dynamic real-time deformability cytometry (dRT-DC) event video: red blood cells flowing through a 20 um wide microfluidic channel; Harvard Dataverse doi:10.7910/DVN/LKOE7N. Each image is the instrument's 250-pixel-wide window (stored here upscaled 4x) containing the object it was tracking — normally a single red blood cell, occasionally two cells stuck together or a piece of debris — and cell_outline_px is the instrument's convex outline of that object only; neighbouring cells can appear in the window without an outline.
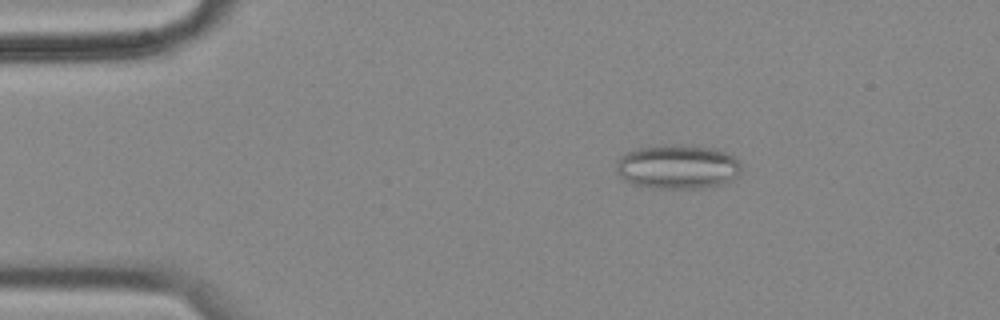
{"species": "common noctule bat (a hibernating species)", "species_latin": "Nyctalus noctula", "temperature_condition": "cold", "stored_images_in_passage": 58, "camera_frame_rate_fps": 3000, "um_per_image_px": 0.085, "animal": {"sex": "female", "body_mass_g": 18.4}, "frame": {"image": 1, "passage_image": 10, "time_ms": 3.0, "image_size_px": [1000, 320], "cell_outline_px": [[740, 176], [724, 184], [704, 188], [652, 188], [632, 184], [624, 180], [616, 172], [616, 160], [624, 152], [636, 148], [672, 144], [676, 144], [716, 148], [728, 152], [736, 156], [740, 160]], "centroid_in_image_um": [57.62, 14.17], "position_along_channel_um": 27.4, "area_um2": 33.06}}
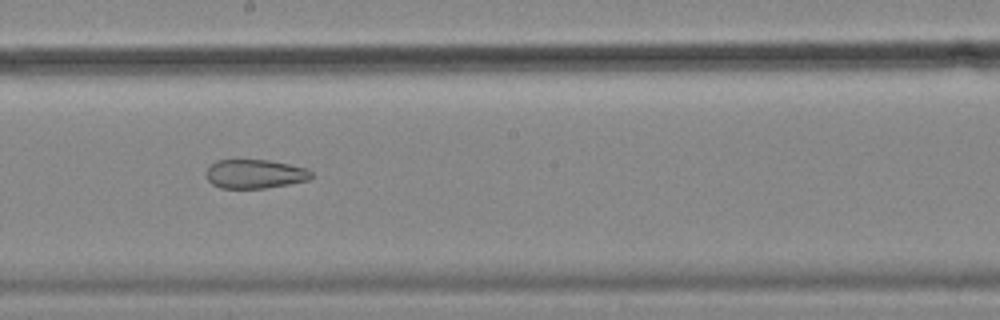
{"frame": {"image": 2, "passage_image": 32, "time_ms": 10.333, "image_size_px": [1000, 320], "cell_outline_px": [[312, 176], [308, 180], [288, 184], [264, 188], [220, 188], [212, 184], [208, 180], [204, 172], [216, 160], [268, 160], [308, 168], [312, 172]], "centroid_in_image_um": [21.65, 14.78], "position_along_channel_um": 226.5, "area_um2": 17.74}}
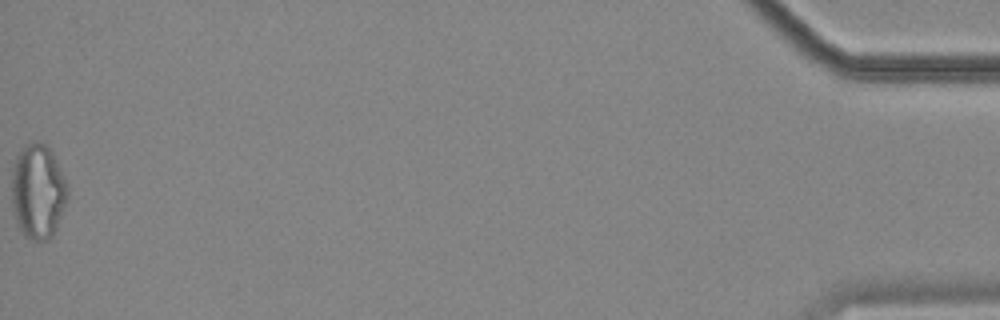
{"frame": {"image": 3, "passage_image": 58, "time_ms": 19.0, "image_size_px": [1000, 320], "cell_outline_px": [[68, 200], [56, 228], [52, 236], [48, 240], [32, 240], [24, 236], [16, 220], [12, 208], [12, 172], [16, 156], [32, 140], [40, 140], [52, 152], [68, 184]], "centroid_in_image_um": [3.24, 16.28], "position_along_channel_um": 432.0, "area_um2": 30.98}, "authors_computed_cell_mechanics": {"area_um2": 25.2875, "velocity_mm_per_s": 3.5026, "shape_relaxation_time_tau1_ms": null, "shape_relaxation_time_tau2_ms": 3.7565, "deformation_change_tau1": null, "deformation_change_tau2": 0.117}}